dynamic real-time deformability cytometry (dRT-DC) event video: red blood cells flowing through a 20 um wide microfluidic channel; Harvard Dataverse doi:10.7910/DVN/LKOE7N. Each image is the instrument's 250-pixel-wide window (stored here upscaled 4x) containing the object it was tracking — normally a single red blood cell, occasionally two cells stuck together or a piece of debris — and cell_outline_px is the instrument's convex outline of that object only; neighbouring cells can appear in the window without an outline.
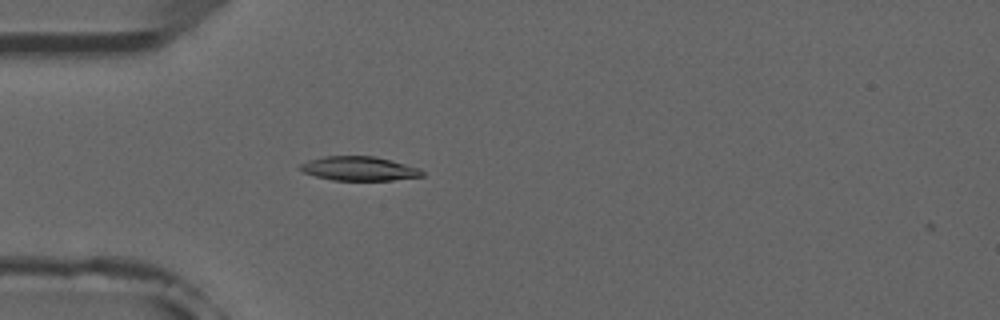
{"species": "common noctule bat (a hibernating species)", "species_latin": "Nyctalus noctula", "temperature_condition": "room temperature", "stored_images_in_passage": 4, "camera_frame_rate_fps": 3000, "um_per_image_px": 0.085, "animal": {"sex": "male", "forearm_length_mm": 52.5}, "frame": {"image": 1, "passage_image": 4, "time_ms": 4.0, "image_size_px": [1000, 320], "cell_outline_px": [[424, 176], [392, 180], [332, 180], [316, 176], [304, 172], [300, 168], [300, 164], [308, 160], [324, 156], [372, 156], [392, 160], [420, 168], [424, 172]], "centroid_in_image_um": [30.55, 14.32], "position_along_channel_um": 54.4, "area_um2": 17.11}}